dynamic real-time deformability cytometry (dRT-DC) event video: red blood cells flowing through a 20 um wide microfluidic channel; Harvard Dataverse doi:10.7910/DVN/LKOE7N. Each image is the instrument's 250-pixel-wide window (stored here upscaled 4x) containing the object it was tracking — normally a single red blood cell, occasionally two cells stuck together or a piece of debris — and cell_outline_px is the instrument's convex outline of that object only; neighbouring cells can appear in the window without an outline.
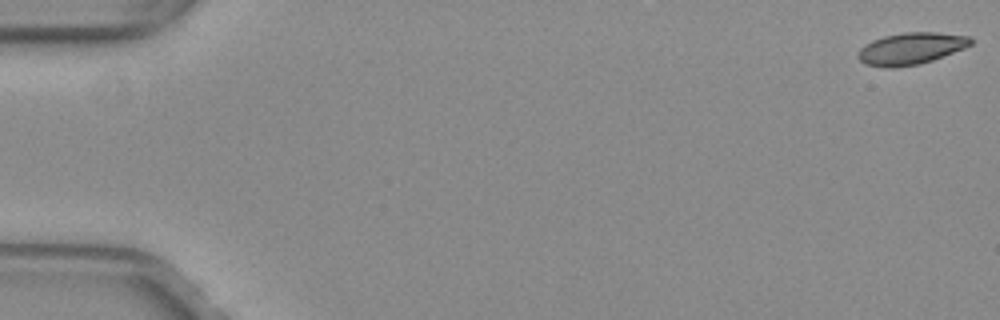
{"species": "common noctule bat (a hibernating species)", "species_latin": "Nyctalus noctula", "temperature_condition": "warm", "stored_images_in_passage": 23, "camera_frame_rate_fps": 3000, "um_per_image_px": 0.085, "animal": {"sex": "female", "body_mass_g": 29.2, "forearm_length_mm": 56.3}, "frame": {"image": 1, "passage_image": 1, "time_ms": 0.0, "image_size_px": [1000, 320], "cell_outline_px": [[972, 44], [964, 48], [932, 60], [920, 64], [892, 68], [864, 64], [856, 56], [860, 48], [864, 44], [872, 40], [884, 36], [904, 32], [936, 32], [968, 36], [972, 40]], "centroid_in_image_um": [77.39, 4.12], "position_along_channel_um": 7.6, "area_um2": 20.87}}
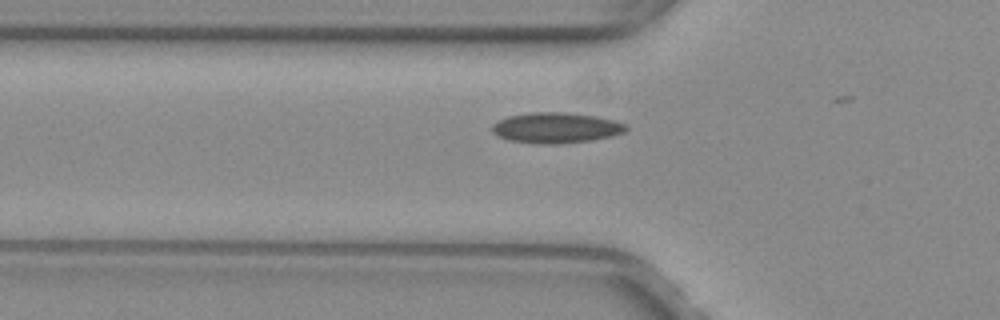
{"frame": {"image": 2, "passage_image": 19, "time_ms": 6.0, "image_size_px": [1000, 320], "cell_outline_px": [[628, 128], [624, 132], [612, 136], [592, 140], [560, 144], [536, 144], [508, 140], [492, 132], [492, 124], [508, 116], [532, 112], [564, 112], [596, 116], [616, 120], [628, 124]], "centroid_in_image_um": [47.3, 10.86], "position_along_channel_um": 78.5, "area_um2": 24.04}}
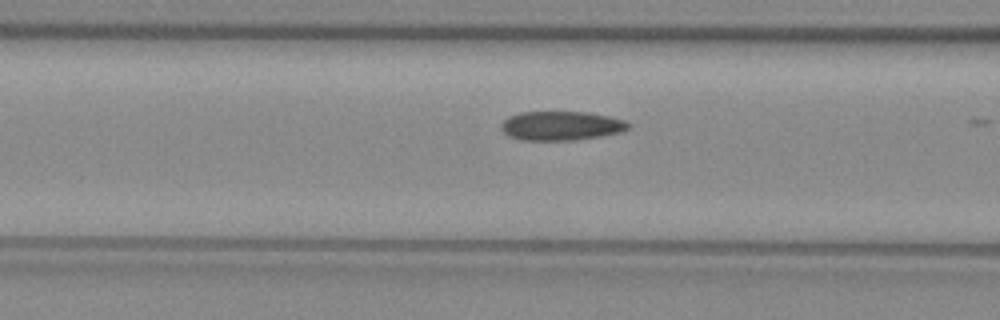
{"frame": {"image": 3, "passage_image": 22, "time_ms": 7.0, "image_size_px": [1000, 320], "cell_outline_px": [[632, 124], [628, 128], [620, 132], [600, 136], [576, 140], [520, 140], [508, 136], [500, 128], [500, 124], [508, 116], [520, 112], [588, 112], [608, 116], [624, 120]], "centroid_in_image_um": [47.67, 10.69], "position_along_channel_um": 118.9, "area_um2": 21.68}}